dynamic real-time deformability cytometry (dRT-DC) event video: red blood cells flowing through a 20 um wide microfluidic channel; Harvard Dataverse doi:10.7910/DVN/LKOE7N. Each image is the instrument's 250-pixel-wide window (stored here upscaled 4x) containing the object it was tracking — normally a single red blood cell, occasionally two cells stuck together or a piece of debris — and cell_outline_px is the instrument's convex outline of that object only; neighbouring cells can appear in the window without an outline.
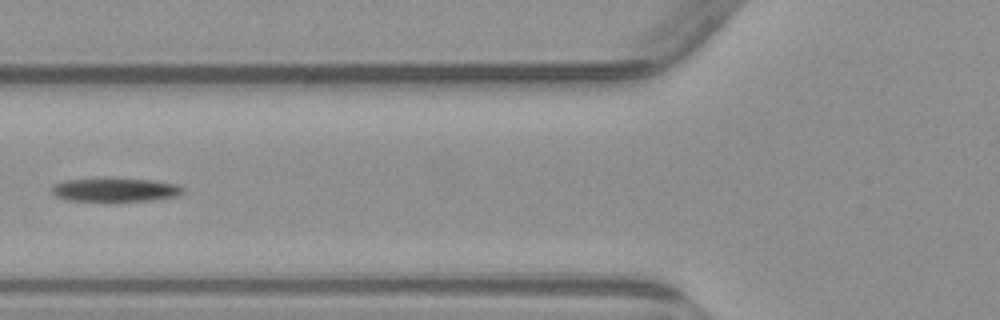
{"species": "common noctule bat (a hibernating species)", "species_latin": "Nyctalus noctula", "temperature_condition": "warm", "stored_images_in_passage": 4, "camera_frame_rate_fps": 3000, "um_per_image_px": 0.085, "animal": {"sex": "male", "body_mass_g": 23.1, "forearm_length_mm": 52.7}, "frame": {"image": 1, "passage_image": 4, "time_ms": 3.333, "image_size_px": [1000, 320], "cell_outline_px": [[184, 192], [180, 196], [152, 200], [68, 200], [56, 196], [52, 192], [52, 184], [64, 180], [100, 176], [108, 176], [156, 180], [176, 184], [184, 188]], "centroid_in_image_um": [9.8, 16.07], "position_along_channel_um": 116.0, "area_um2": 18.79}}